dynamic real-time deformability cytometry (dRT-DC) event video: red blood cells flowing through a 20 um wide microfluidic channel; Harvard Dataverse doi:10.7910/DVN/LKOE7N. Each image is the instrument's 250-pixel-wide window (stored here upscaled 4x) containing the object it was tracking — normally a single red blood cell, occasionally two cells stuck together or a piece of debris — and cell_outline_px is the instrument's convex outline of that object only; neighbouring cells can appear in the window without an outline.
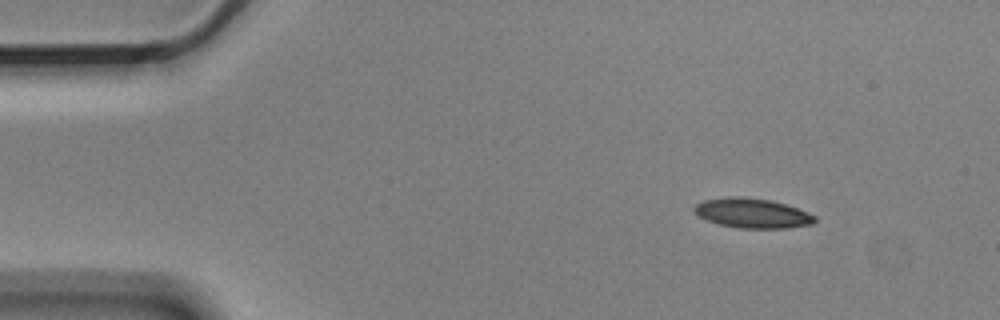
{"species": "Egyptian fruit bat (a non-hibernating species)", "species_latin": "Rousettus aegyptiacus", "temperature_condition": "cold", "stored_images_in_passage": 3, "camera_frame_rate_fps": 3000, "um_per_image_px": 0.085, "animal": {"sex": "male"}, "frame": {"image": 1, "passage_image": 1, "time_ms": 0.0, "image_size_px": [1000, 320], "cell_outline_px": [[816, 220], [812, 224], [784, 228], [736, 228], [720, 224], [708, 220], [692, 212], [692, 208], [696, 204], [704, 200], [728, 196], [740, 196], [772, 200], [808, 212], [816, 216]], "centroid_in_image_um": [63.92, 18.11], "position_along_channel_um": 21.1, "area_um2": 20.87}}